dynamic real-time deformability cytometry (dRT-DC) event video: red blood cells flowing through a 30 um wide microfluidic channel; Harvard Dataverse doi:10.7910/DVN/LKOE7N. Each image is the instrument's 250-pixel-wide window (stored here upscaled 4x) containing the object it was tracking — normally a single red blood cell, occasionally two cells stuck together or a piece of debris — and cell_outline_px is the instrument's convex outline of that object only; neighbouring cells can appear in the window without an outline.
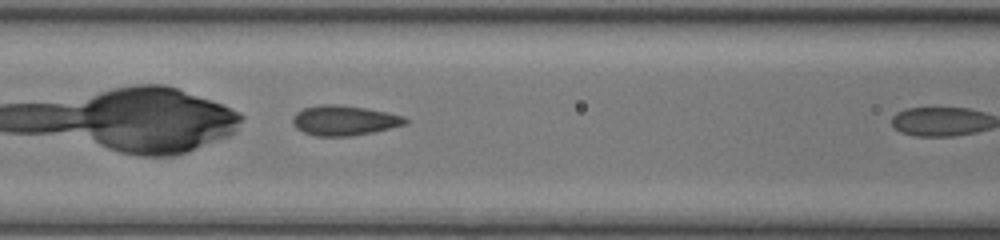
{"species": "common noctule bat (a hibernating species)", "species_latin": "Nyctalus noctula", "temperature_condition": "room temperature", "stored_images_in_passage": 8, "camera_frame_rate_fps": 3000, "um_per_image_px": 0.085, "animal": {"sex": "female", "body_mass_g": 17.0, "forearm_length_mm": 48.0}, "frame": {"image": 1, "passage_image": 7, "time_ms": 2.0, "image_size_px": [1000, 240], "cell_outline_px": [[408, 124], [372, 132], [352, 136], [316, 136], [304, 132], [296, 128], [292, 124], [292, 116], [296, 112], [304, 108], [320, 104], [336, 104], [364, 108], [388, 112], [404, 116], [408, 120]], "centroid_in_image_um": [29.25, 10.23], "position_along_channel_um": 137.4, "area_um2": 19.77}}